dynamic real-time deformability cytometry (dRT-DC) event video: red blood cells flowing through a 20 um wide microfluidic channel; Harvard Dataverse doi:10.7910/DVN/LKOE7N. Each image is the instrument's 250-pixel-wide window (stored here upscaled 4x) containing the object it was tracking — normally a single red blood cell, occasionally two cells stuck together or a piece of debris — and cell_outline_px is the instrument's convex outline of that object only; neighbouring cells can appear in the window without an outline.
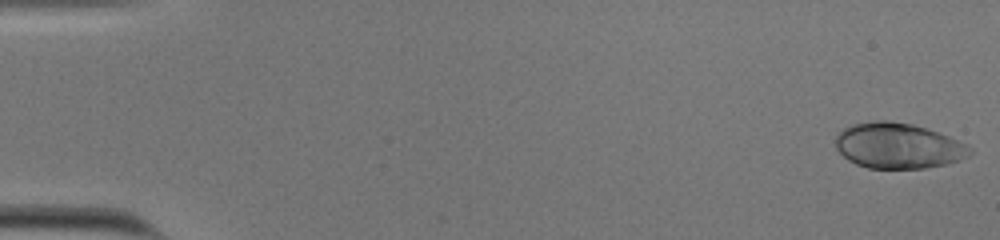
{"species": "human", "species_latin": "Homo sapiens", "temperature_condition": "cold", "stored_images_in_passage": 54, "camera_frame_rate_fps": 3000, "um_per_image_px": 0.085, "donor": {"sex": "male"}, "frame": {"image": 1, "passage_image": 1, "time_ms": 0.0, "image_size_px": [1000, 240], "cell_outline_px": [[972, 152], [968, 156], [948, 164], [924, 168], [868, 168], [856, 164], [848, 160], [836, 148], [836, 136], [844, 128], [852, 124], [872, 120], [888, 120], [912, 124], [948, 136], [968, 144], [972, 148]], "centroid_in_image_um": [76.34, 12.39], "position_along_channel_um": 8.7, "area_um2": 35.6}}
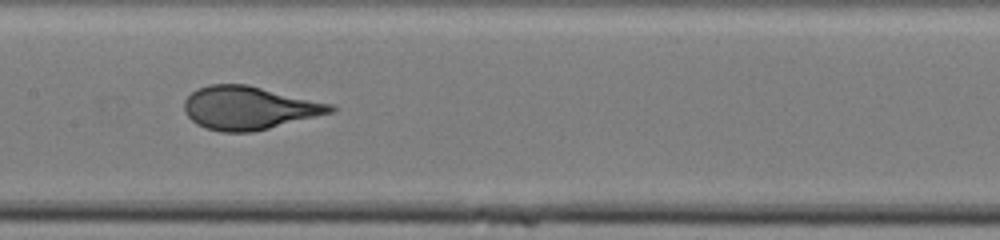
{"frame": {"image": 2, "passage_image": 28, "time_ms": 9.0, "image_size_px": [1000, 240], "cell_outline_px": [[336, 108], [332, 112], [252, 132], [220, 132], [196, 124], [184, 112], [184, 100], [192, 92], [208, 84], [248, 84], [332, 104]], "centroid_in_image_um": [21.12, 9.16], "position_along_channel_um": 186.3, "area_um2": 36.53}}
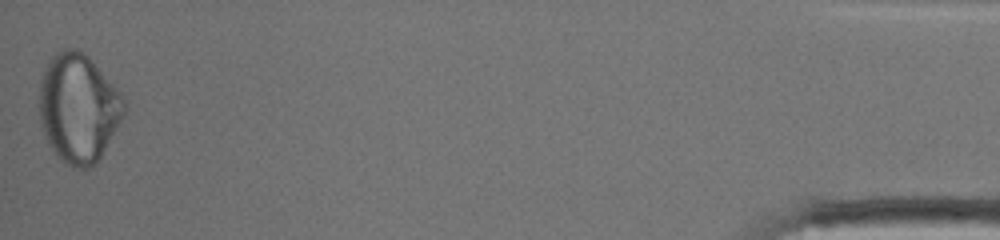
{"frame": {"image": 3, "passage_image": 54, "time_ms": 17.667, "image_size_px": [1000, 240], "cell_outline_px": [[124, 116], [96, 164], [88, 168], [72, 168], [64, 164], [48, 144], [40, 120], [40, 80], [44, 68], [52, 56], [56, 52], [64, 48], [76, 48], [84, 52], [92, 60], [124, 96]], "centroid_in_image_um": [6.66, 9.18], "position_along_channel_um": 428.5, "area_um2": 53.87}, "authors_computed_cell_mechanics": {"area_um2": 36.414, "velocity_mm_per_s": 3.7929, "shape_relaxation_time_tau1_ms": 4.9743, "shape_relaxation_time_tau2_ms": null, "deformation_change_tau1": 0.186, "deformation_change_tau2": null}}